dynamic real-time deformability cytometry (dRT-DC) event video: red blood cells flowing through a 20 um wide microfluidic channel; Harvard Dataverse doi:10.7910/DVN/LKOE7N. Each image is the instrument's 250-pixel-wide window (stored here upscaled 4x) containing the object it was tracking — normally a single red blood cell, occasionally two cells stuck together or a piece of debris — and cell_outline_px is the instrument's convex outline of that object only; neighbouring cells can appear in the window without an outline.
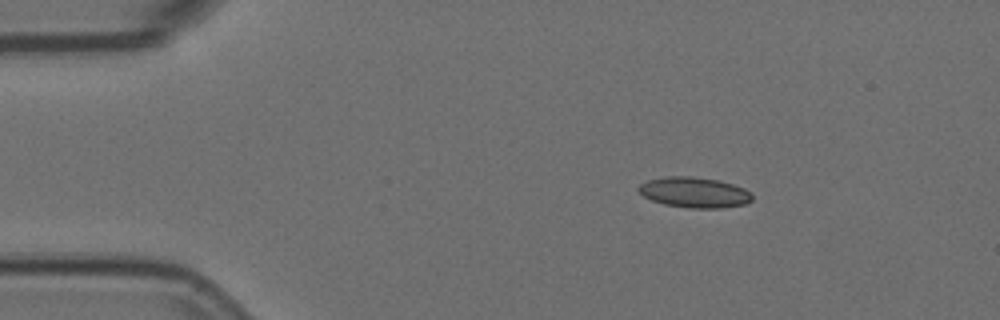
{"species": "Egyptian fruit bat (a non-hibernating species)", "species_latin": "Rousettus aegyptiacus", "temperature_condition": "room temperature", "stored_images_in_passage": 4, "camera_frame_rate_fps": 3000, "um_per_image_px": 0.085, "animal": {"sex": "female"}, "frame": {"image": 1, "passage_image": 2, "time_ms": 0.333, "image_size_px": [1000, 320], "cell_outline_px": [[752, 200], [744, 204], [720, 208], [692, 208], [664, 204], [652, 200], [644, 196], [636, 188], [640, 184], [648, 180], [664, 176], [692, 176], [720, 180], [744, 188], [752, 192]], "centroid_in_image_um": [59.02, 16.34], "position_along_channel_um": 26.0, "area_um2": 20.23}}
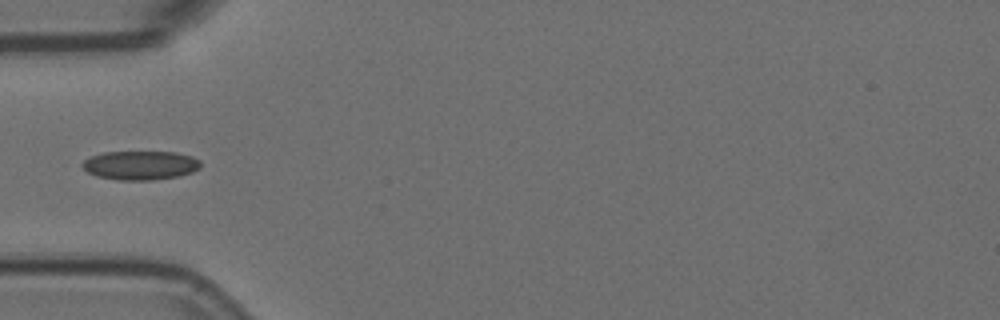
{"frame": {"image": 2, "passage_image": 4, "time_ms": 1.0, "image_size_px": [1000, 320], "cell_outline_px": [[200, 168], [192, 172], [180, 176], [152, 180], [120, 180], [96, 176], [88, 172], [80, 164], [84, 160], [92, 156], [104, 152], [176, 152], [192, 156], [200, 160]], "centroid_in_image_um": [11.95, 14.05], "position_along_channel_um": 73.1, "area_um2": 20.0}}